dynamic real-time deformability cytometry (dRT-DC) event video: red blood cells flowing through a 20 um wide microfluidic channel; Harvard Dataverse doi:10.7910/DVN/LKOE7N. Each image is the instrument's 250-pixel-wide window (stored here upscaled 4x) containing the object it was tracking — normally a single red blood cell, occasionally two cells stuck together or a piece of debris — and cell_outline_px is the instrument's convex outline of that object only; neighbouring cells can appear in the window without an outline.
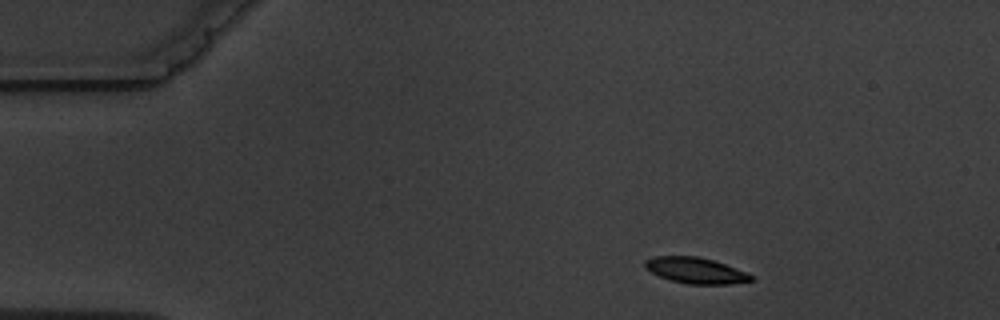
{"species": "common noctule bat (a hibernating species)", "species_latin": "Nyctalus noctula", "temperature_condition": "warm", "stored_images_in_passage": 3, "camera_frame_rate_fps": 3000, "um_per_image_px": 0.085, "animal": {"sex": "male", "body_mass_g": 19.5, "forearm_length_mm": 54.6}, "frame": {"image": 1, "passage_image": 1, "time_ms": 0.0, "image_size_px": [1000, 320], "cell_outline_px": [[752, 280], [728, 284], [688, 284], [672, 280], [660, 276], [644, 268], [644, 260], [652, 256], [696, 256], [712, 260], [724, 264], [744, 272], [752, 276]], "centroid_in_image_um": [59.05, 22.98], "position_along_channel_um": 26.0, "area_um2": 15.72}}